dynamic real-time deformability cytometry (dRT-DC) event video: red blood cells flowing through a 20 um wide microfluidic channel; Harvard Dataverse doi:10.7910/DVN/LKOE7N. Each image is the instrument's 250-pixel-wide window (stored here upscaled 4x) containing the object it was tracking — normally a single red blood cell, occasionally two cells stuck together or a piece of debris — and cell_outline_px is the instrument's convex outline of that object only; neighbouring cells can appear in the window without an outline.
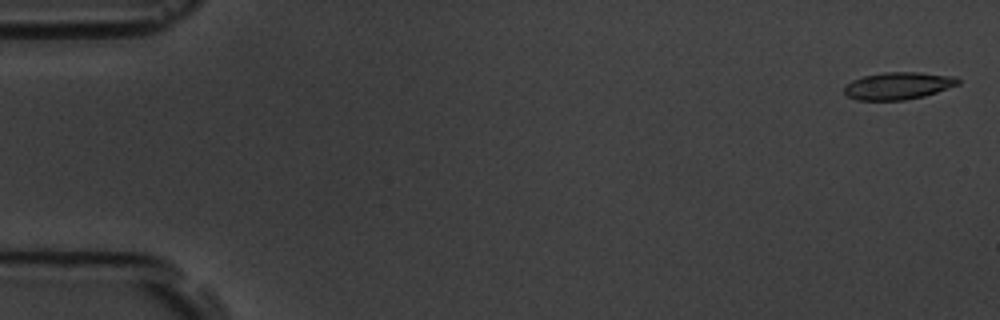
{"species": "common noctule bat (a hibernating species)", "species_latin": "Nyctalus noctula", "temperature_condition": "room temperature", "stored_images_in_passage": 10, "camera_frame_rate_fps": 3000, "um_per_image_px": 0.085, "animal": {"sex": "male", "body_mass_g": 19.5, "forearm_length_mm": 54.6}, "frame": {"image": 1, "passage_image": 1, "time_ms": 0.0, "image_size_px": [1000, 320], "cell_outline_px": [[960, 84], [924, 96], [904, 100], [856, 100], [848, 96], [844, 92], [844, 88], [852, 80], [864, 76], [884, 72], [920, 72], [956, 76], [960, 80]], "centroid_in_image_um": [76.37, 7.28], "position_along_channel_um": 8.6, "area_um2": 18.09}}
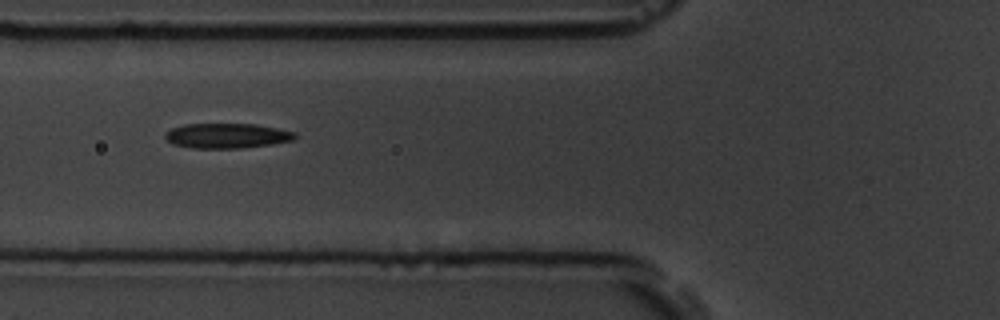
{"frame": {"image": 2, "passage_image": 7, "time_ms": 6.667, "image_size_px": [1000, 320], "cell_outline_px": [[296, 136], [292, 140], [272, 144], [240, 148], [192, 148], [172, 144], [164, 136], [164, 132], [172, 128], [184, 124], [256, 124], [296, 132]], "centroid_in_image_um": [19.26, 11.53], "position_along_channel_um": 106.5, "area_um2": 18.84}}
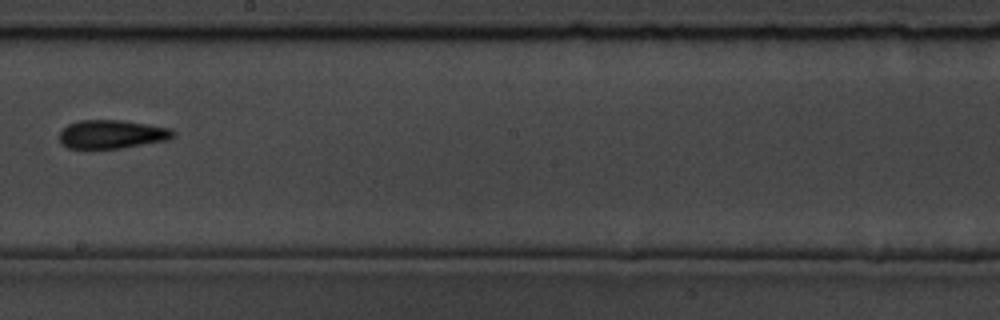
{"frame": {"image": 3, "passage_image": 10, "time_ms": 10.333, "image_size_px": [1000, 320], "cell_outline_px": [[176, 136], [168, 140], [120, 148], [68, 148], [60, 144], [60, 132], [68, 124], [80, 120], [120, 120], [148, 124], [172, 128], [176, 132]], "centroid_in_image_um": [9.54, 11.4], "position_along_channel_um": 238.7, "area_um2": 19.02}}